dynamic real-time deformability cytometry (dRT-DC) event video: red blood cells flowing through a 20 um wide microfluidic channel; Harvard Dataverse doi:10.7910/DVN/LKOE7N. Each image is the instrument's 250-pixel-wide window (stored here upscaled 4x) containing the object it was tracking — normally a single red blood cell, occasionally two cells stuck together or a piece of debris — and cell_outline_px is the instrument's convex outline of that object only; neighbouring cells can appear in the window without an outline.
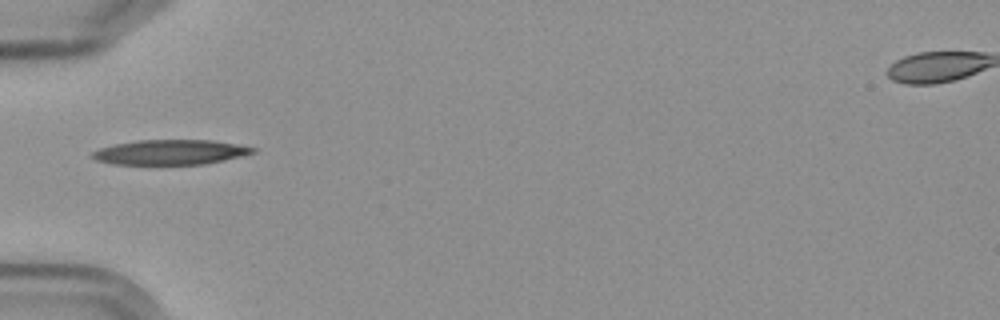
{"species": "Egyptian fruit bat (a non-hibernating species)", "species_latin": "Rousettus aegyptiacus", "temperature_condition": "cold", "stored_images_in_passage": 11, "camera_frame_rate_fps": 3000, "um_per_image_px": 0.085, "frame": {"image": 1, "passage_image": 1, "time_ms": 0.0, "image_size_px": [1000, 320], "cell_outline_px": [[256, 152], [224, 160], [204, 164], [112, 164], [96, 160], [88, 156], [92, 152], [100, 148], [116, 144], [136, 140], [212, 140], [236, 144], [256, 148]], "centroid_in_image_um": [14.45, 12.93], "position_along_channel_um": 70.6, "area_um2": 23.24}}
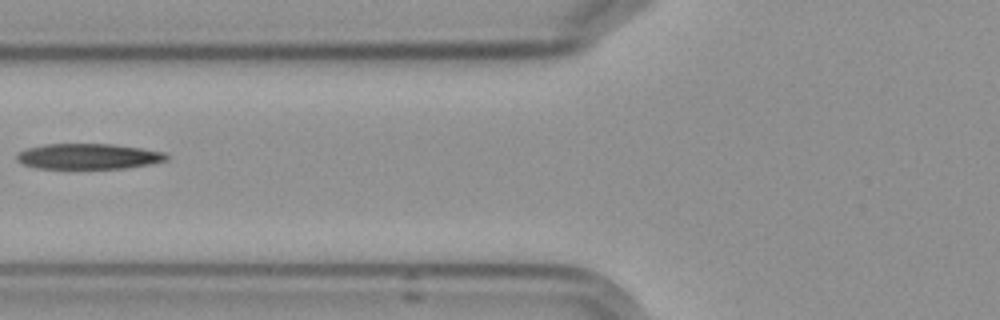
{"frame": {"image": 2, "passage_image": 2, "time_ms": 1.333, "image_size_px": [1000, 320], "cell_outline_px": [[168, 160], [148, 164], [124, 168], [36, 168], [20, 164], [16, 160], [16, 152], [24, 148], [44, 144], [112, 144], [140, 148], [164, 152], [168, 156]], "centroid_in_image_um": [7.42, 13.28], "position_along_channel_um": 118.4, "area_um2": 22.37}}
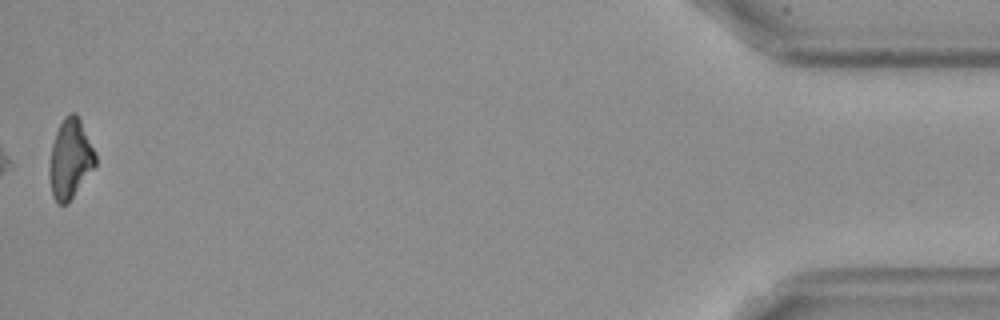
{"frame": {"image": 3, "passage_image": 11, "time_ms": 12.333, "image_size_px": [1000, 320], "cell_outline_px": [[96, 164], [68, 204], [56, 204], [52, 196], [48, 172], [48, 168], [52, 144], [56, 132], [64, 116], [68, 112], [76, 112], [80, 120], [96, 156]], "centroid_in_image_um": [5.93, 13.53], "position_along_channel_um": 429.3, "area_um2": 21.27}, "authors_computed_cell_mechanics": {"area_um2": 23.0622, "velocity_mm_per_s": 3.5917, "shape_relaxation_time_tau1_ms": 3.3589, "shape_relaxation_time_tau2_ms": 9.7019, "deformation_change_tau1": 0.1321, "deformation_change_tau2": 0.229}}